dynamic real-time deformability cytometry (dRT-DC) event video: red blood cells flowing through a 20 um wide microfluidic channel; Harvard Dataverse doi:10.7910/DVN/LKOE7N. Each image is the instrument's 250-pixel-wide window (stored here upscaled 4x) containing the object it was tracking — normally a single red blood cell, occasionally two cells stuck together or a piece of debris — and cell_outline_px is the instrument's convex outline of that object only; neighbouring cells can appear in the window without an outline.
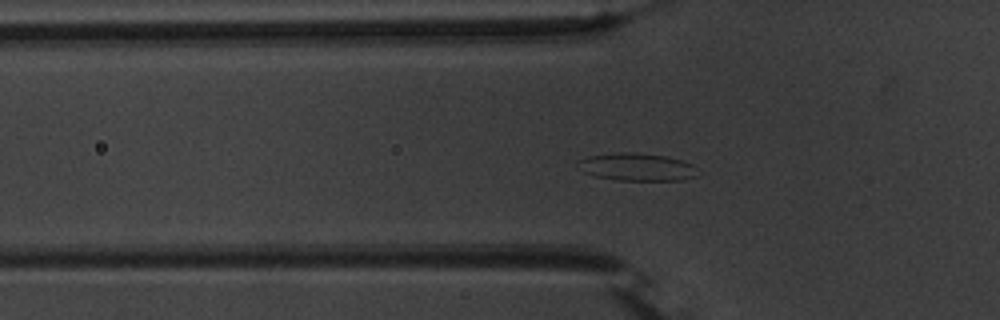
{"species": "common noctule bat (a hibernating species)", "species_latin": "Nyctalus noctula", "temperature_condition": "warm", "stored_images_in_passage": 55, "camera_frame_rate_fps": 3000, "um_per_image_px": 0.085, "animal": {"sex": "male", "body_mass_g": 20.1, "forearm_length_mm": 53.5}, "frame": {"image": 1, "passage_image": 18, "time_ms": 5.667, "image_size_px": [1000, 320], "cell_outline_px": [[696, 176], [684, 180], [616, 180], [596, 176], [584, 172], [576, 164], [580, 160], [588, 156], [620, 152], [636, 152], [664, 156], [680, 160], [692, 164]], "centroid_in_image_um": [54.1, 14.19], "position_along_channel_um": 71.7, "area_um2": 19.02}}
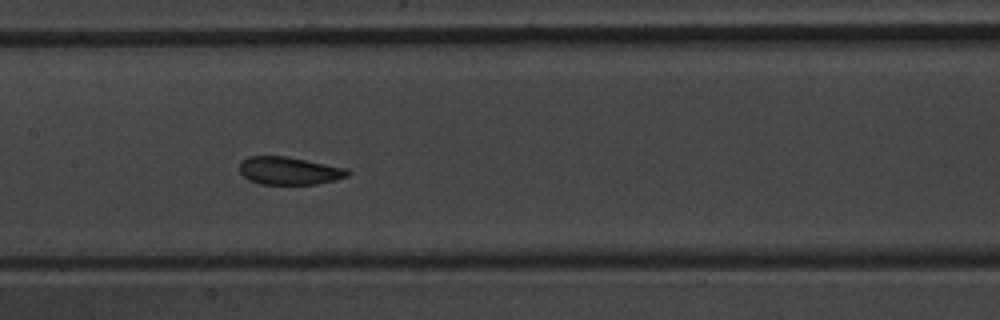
{"frame": {"image": 2, "passage_image": 27, "time_ms": 8.667, "image_size_px": [1000, 320], "cell_outline_px": [[352, 172], [348, 176], [336, 180], [316, 184], [260, 184], [248, 180], [240, 172], [240, 160], [248, 156], [284, 156], [348, 168]], "centroid_in_image_um": [24.59, 14.51], "position_along_channel_um": 182.8, "area_um2": 17.63}}
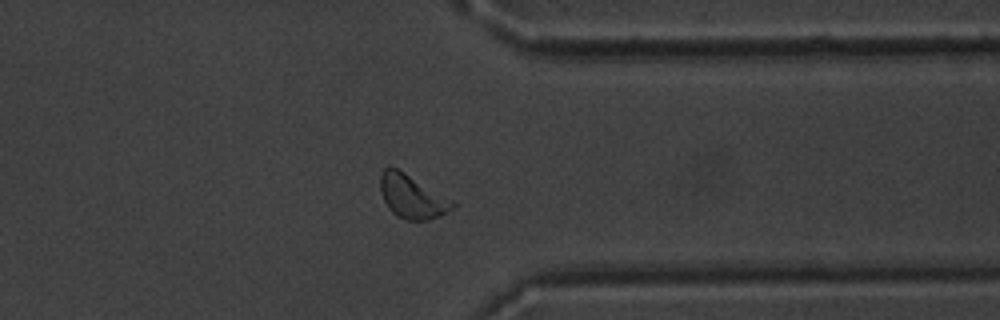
{"frame": {"image": 3, "passage_image": 43, "time_ms": 14.0, "image_size_px": [1000, 320], "cell_outline_px": [[456, 204], [452, 208], [440, 216], [428, 220], [404, 220], [396, 216], [388, 208], [380, 192], [380, 176], [384, 168], [396, 168], [404, 172], [456, 200]], "centroid_in_image_um": [35.05, 16.72], "position_along_channel_um": 376.3, "area_um2": 18.55}, "authors_computed_cell_mechanics": {"area_um2": 18.4382, "velocity_mm_per_s": 3.6863, "shape_relaxation_time_tau1_ms": null, "shape_relaxation_time_tau2_ms": 2.4698, "deformation_change_tau1": null, "deformation_change_tau2": 0.0913}}